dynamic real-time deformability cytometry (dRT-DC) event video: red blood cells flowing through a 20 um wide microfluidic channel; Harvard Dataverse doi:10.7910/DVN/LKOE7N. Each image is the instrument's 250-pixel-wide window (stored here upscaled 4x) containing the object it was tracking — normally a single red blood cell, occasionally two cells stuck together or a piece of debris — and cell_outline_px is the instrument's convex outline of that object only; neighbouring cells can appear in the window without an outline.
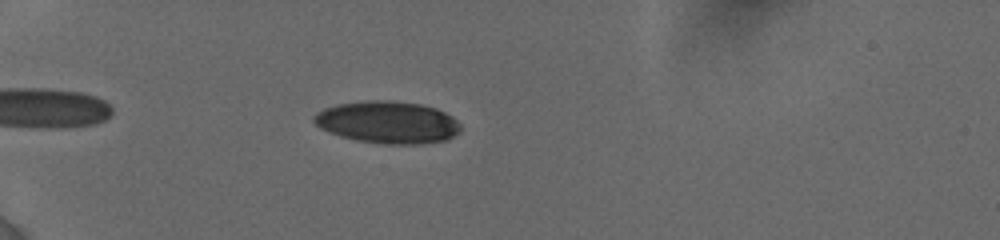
{"species": "human", "species_latin": "Homo sapiens", "temperature_condition": "cold", "stored_images_in_passage": 60, "camera_frame_rate_fps": 3000, "um_per_image_px": 0.085, "donor": {"sex": "female"}, "frame": {"image": 1, "passage_image": 5, "time_ms": 1.0, "image_size_px": [1000, 240], "cell_outline_px": [[460, 132], [444, 140], [420, 144], [380, 144], [356, 140], [340, 136], [328, 132], [320, 128], [312, 120], [312, 116], [316, 112], [324, 108], [336, 104], [368, 100], [388, 100], [420, 104], [436, 108], [452, 116], [460, 124]], "centroid_in_image_um": [32.91, 10.39], "position_along_channel_um": 52.1, "area_um2": 36.24}}
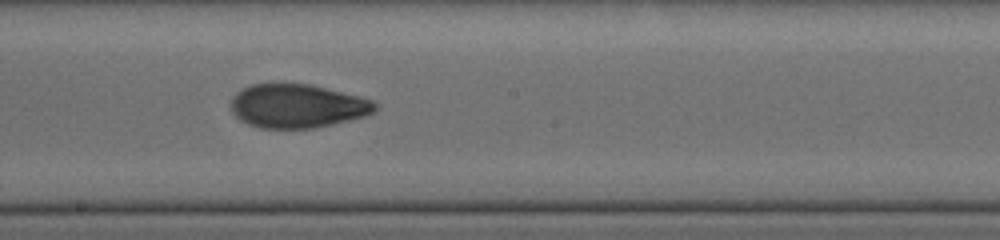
{"frame": {"image": 2, "passage_image": 33, "time_ms": 6.333, "image_size_px": [1000, 240], "cell_outline_px": [[376, 108], [372, 112], [364, 116], [312, 128], [260, 128], [248, 124], [240, 120], [232, 112], [232, 100], [236, 92], [252, 84], [308, 84], [372, 100], [376, 104]], "centroid_in_image_um": [25.22, 9.02], "position_along_channel_um": 223.0, "area_um2": 35.95}}
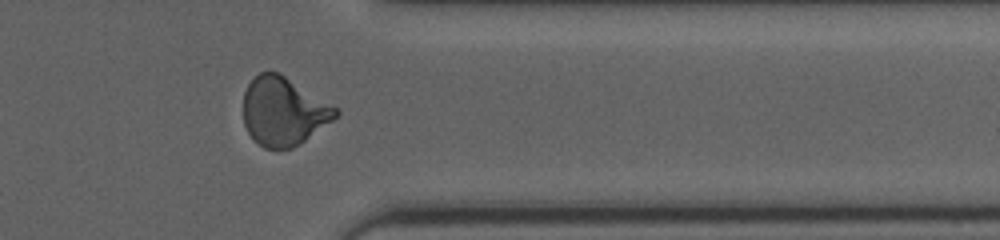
{"frame": {"image": 3, "passage_image": 54, "time_ms": 10.667, "image_size_px": [1000, 240], "cell_outline_px": [[340, 112], [332, 120], [300, 144], [292, 148], [264, 148], [248, 132], [244, 124], [244, 92], [248, 84], [260, 72], [280, 72], [336, 108]], "centroid_in_image_um": [24.08, 9.46], "position_along_channel_um": 387.3, "area_um2": 36.18}, "authors_computed_cell_mechanics": {"area_um2": 36.2406, "velocity_mm_per_s": 3.8543, "shape_relaxation_time_tau1_ms": 7.2429, "shape_relaxation_time_tau2_ms": 1.5214, "deformation_change_tau1": 0.2332, "deformation_change_tau2": 0.068}}